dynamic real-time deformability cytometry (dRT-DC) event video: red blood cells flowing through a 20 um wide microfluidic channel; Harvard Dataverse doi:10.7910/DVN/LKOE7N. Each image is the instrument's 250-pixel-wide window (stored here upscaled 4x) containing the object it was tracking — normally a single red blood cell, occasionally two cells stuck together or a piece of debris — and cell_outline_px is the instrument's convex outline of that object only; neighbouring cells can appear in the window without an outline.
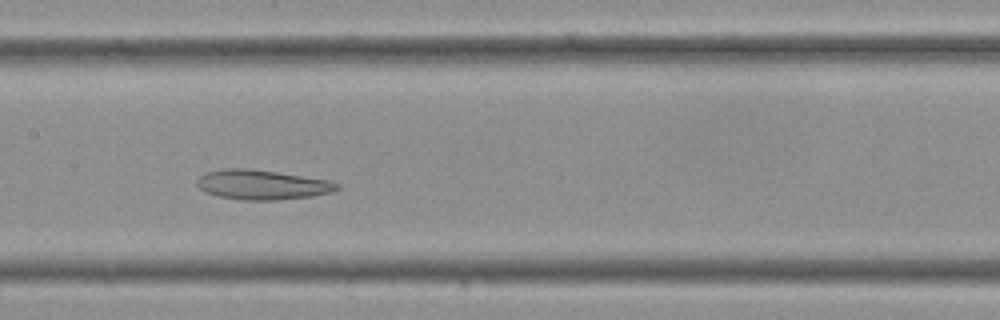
{"species": "Egyptian fruit bat (a non-hibernating species)", "species_latin": "Rousettus aegyptiacus", "temperature_condition": "cold", "stored_images_in_passage": 26, "camera_frame_rate_fps": 3000, "um_per_image_px": 0.085, "frame": {"image": 1, "passage_image": 7, "time_ms": 2.0, "image_size_px": [1000, 320], "cell_outline_px": [[340, 188], [332, 192], [312, 196], [276, 200], [244, 200], [216, 196], [204, 192], [196, 184], [196, 180], [200, 176], [208, 172], [220, 168], [248, 168], [276, 172], [328, 180], [340, 184]], "centroid_in_image_um": [22.25, 15.7], "position_along_channel_um": 185.2, "area_um2": 24.28}}
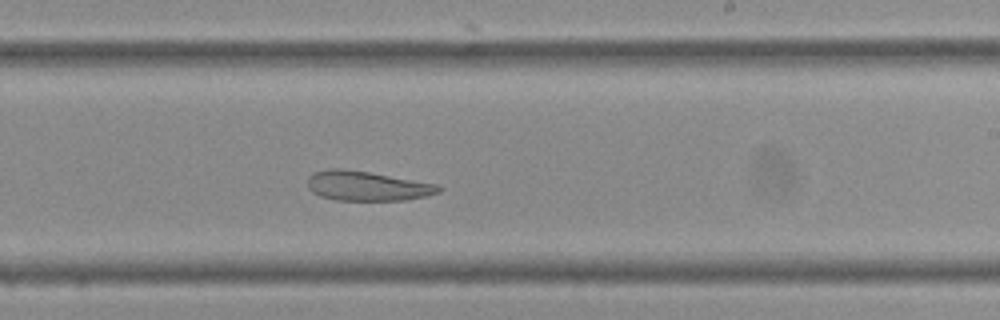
{"frame": {"image": 2, "passage_image": 11, "time_ms": 3.333, "image_size_px": [1000, 320], "cell_outline_px": [[444, 188], [440, 192], [428, 196], [404, 200], [336, 200], [320, 196], [312, 192], [308, 188], [308, 176], [312, 172], [328, 168], [344, 168], [440, 184]], "centroid_in_image_um": [31.22, 15.8], "position_along_channel_um": 257.8, "area_um2": 22.95}}
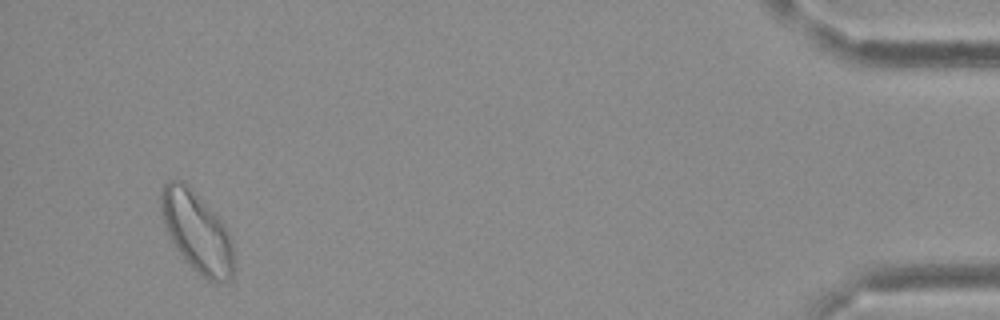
{"frame": {"image": 3, "passage_image": 24, "time_ms": 7.667, "image_size_px": [1000, 320], "cell_outline_px": [[232, 280], [216, 284], [208, 280], [192, 268], [184, 260], [176, 248], [164, 228], [160, 212], [160, 192], [164, 184], [168, 180], [184, 180], [192, 188], [224, 224], [232, 240]], "centroid_in_image_um": [16.7, 19.7], "position_along_channel_um": 418.5, "area_um2": 34.33}}